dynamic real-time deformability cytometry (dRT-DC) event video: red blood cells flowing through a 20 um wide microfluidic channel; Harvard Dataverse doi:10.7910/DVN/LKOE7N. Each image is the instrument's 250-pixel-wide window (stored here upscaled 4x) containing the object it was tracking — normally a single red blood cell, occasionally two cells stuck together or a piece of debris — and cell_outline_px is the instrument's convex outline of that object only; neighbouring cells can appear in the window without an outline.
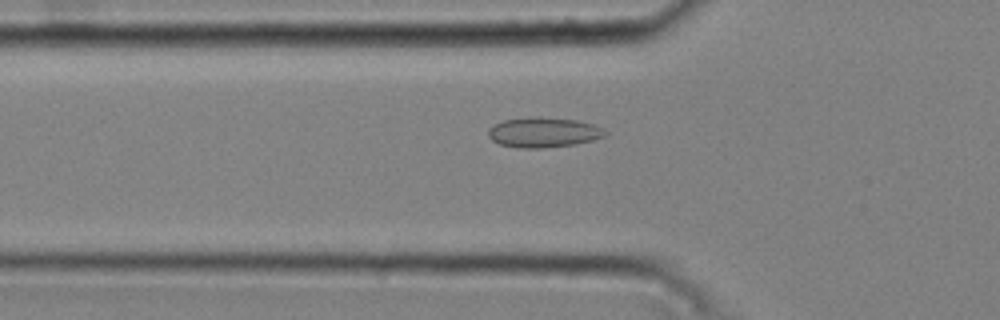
{"species": "common noctule bat (a hibernating species)", "species_latin": "Nyctalus noctula", "temperature_condition": "cold", "stored_images_in_passage": 46, "camera_frame_rate_fps": 3000, "um_per_image_px": 0.085, "animal": {"sex": "male", "body_mass_g": 20.4}, "frame": {"image": 1, "passage_image": 17, "time_ms": 5.333, "image_size_px": [1000, 320], "cell_outline_px": [[608, 132], [604, 136], [592, 140], [576, 144], [544, 148], [516, 148], [500, 144], [492, 140], [488, 136], [488, 128], [492, 124], [504, 120], [536, 116], [576, 120], [596, 124]], "centroid_in_image_um": [46.18, 11.25], "position_along_channel_um": 79.6, "area_um2": 20.69}}
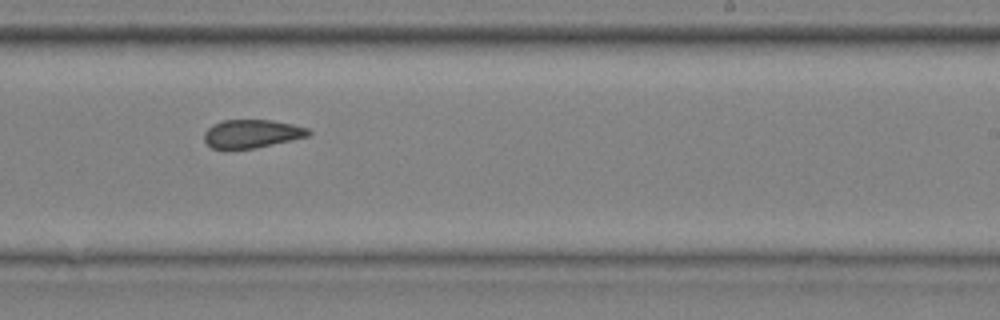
{"frame": {"image": 2, "passage_image": 32, "time_ms": 10.333, "image_size_px": [1000, 320], "cell_outline_px": [[312, 132], [308, 136], [252, 148], [228, 152], [212, 148], [204, 140], [204, 132], [212, 124], [224, 120], [272, 120], [292, 124], [308, 128]], "centroid_in_image_um": [21.33, 11.39], "position_along_channel_um": 267.7, "area_um2": 17.46}}
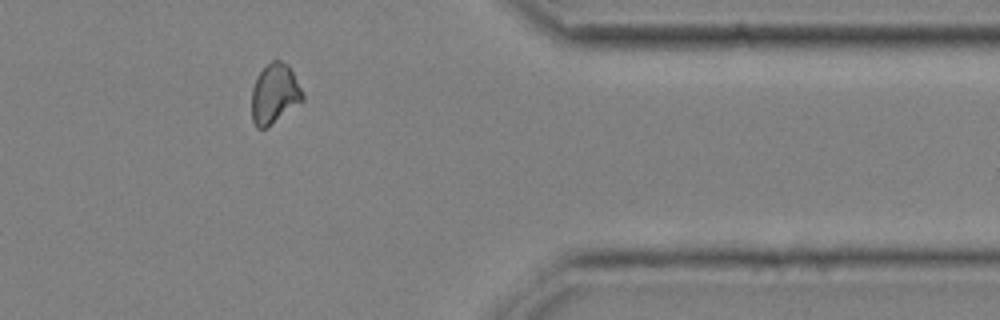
{"frame": {"image": 3, "passage_image": 43, "time_ms": 14.0, "image_size_px": [1000, 320], "cell_outline_px": [[304, 100], [268, 128], [256, 128], [252, 120], [252, 88], [256, 76], [272, 60], [280, 60], [288, 64], [304, 96]], "centroid_in_image_um": [23.32, 8.0], "position_along_channel_um": 388.1, "area_um2": 17.8}, "authors_computed_cell_mechanics": {"area_um2": 18.3515, "velocity_mm_per_s": 3.765, "shape_relaxation_time_tau1_ms": null, "shape_relaxation_time_tau2_ms": 1.9974, "deformation_change_tau1": null, "deformation_change_tau2": 0.0739}}